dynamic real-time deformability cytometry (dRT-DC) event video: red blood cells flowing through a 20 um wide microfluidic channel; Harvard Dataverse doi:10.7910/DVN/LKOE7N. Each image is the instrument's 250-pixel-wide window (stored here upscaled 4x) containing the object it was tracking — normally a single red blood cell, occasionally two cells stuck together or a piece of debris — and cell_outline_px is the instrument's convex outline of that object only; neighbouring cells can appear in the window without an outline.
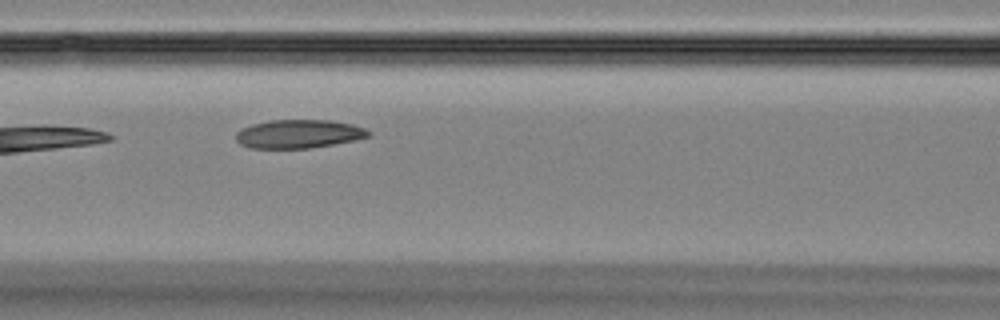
{"species": "Egyptian fruit bat (a non-hibernating species)", "species_latin": "Rousettus aegyptiacus", "temperature_condition": "room temperature", "stored_images_in_passage": 4, "camera_frame_rate_fps": 3000, "um_per_image_px": 0.085, "animal": {"sex": "female"}, "frame": {"image": 1, "passage_image": 3, "time_ms": 2.333, "image_size_px": [1000, 320], "cell_outline_px": [[372, 136], [332, 144], [308, 148], [248, 148], [240, 144], [236, 140], [236, 132], [240, 128], [252, 124], [268, 120], [332, 120], [352, 124], [364, 128], [372, 132]], "centroid_in_image_um": [25.36, 11.37], "position_along_channel_um": 141.2, "area_um2": 22.14}}
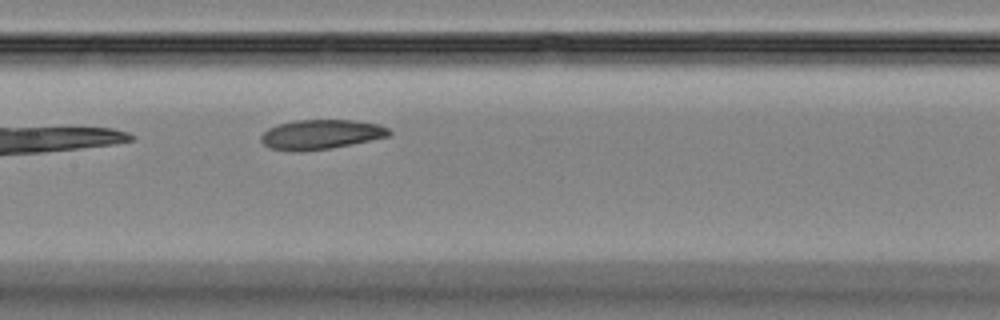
{"frame": {"image": 2, "passage_image": 4, "time_ms": 3.333, "image_size_px": [1000, 320], "cell_outline_px": [[392, 132], [388, 136], [352, 144], [332, 148], [300, 152], [292, 152], [268, 148], [260, 140], [260, 136], [268, 128], [280, 124], [296, 120], [352, 120], [380, 124], [388, 128]], "centroid_in_image_um": [27.25, 11.44], "position_along_channel_um": 180.1, "area_um2": 22.25}}